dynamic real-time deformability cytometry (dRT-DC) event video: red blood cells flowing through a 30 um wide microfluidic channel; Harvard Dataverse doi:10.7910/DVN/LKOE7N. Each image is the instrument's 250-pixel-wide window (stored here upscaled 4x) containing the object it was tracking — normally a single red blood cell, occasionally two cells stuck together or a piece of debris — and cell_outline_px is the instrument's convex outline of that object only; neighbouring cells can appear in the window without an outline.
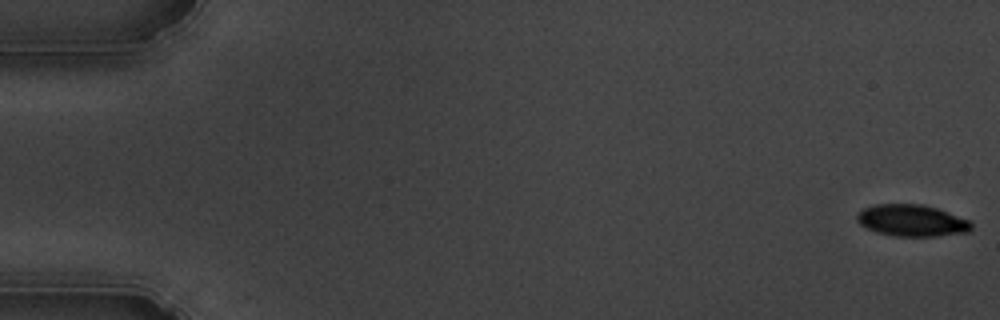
{"species": "common noctule bat (a hibernating species)", "species_latin": "Nyctalus noctula", "temperature_condition": "cold", "stored_images_in_passage": 56, "camera_frame_rate_fps": 3000, "um_per_image_px": 0.085, "animal": {"sex": "male", "body_mass_g": 19.5, "forearm_length_mm": 54.6}, "frame": {"image": 1, "passage_image": 1, "time_ms": 0.0, "image_size_px": [1000, 320], "cell_outline_px": [[972, 228], [968, 232], [936, 236], [896, 236], [876, 232], [860, 224], [856, 220], [856, 216], [864, 208], [876, 204], [924, 204], [936, 208], [968, 220], [972, 224]], "centroid_in_image_um": [77.49, 18.74], "position_along_channel_um": 7.5, "area_um2": 20.92}}
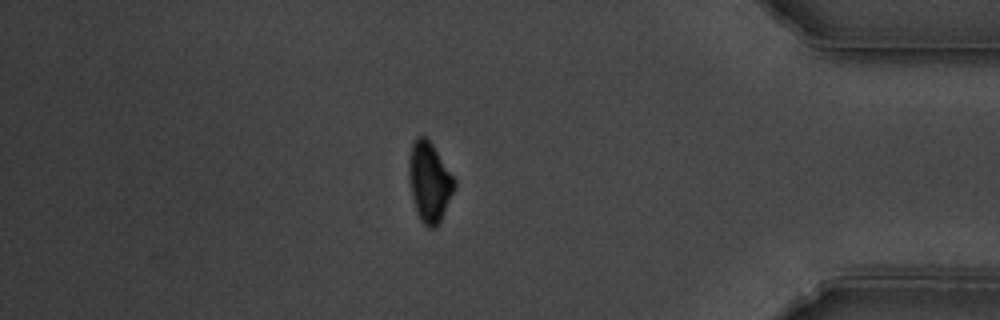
{"frame": {"image": 2, "passage_image": 48, "time_ms": 15.667, "image_size_px": [1000, 320], "cell_outline_px": [[456, 184], [440, 220], [432, 228], [428, 228], [420, 220], [416, 212], [412, 196], [408, 176], [408, 160], [412, 144], [416, 136], [424, 136], [432, 144], [456, 180]], "centroid_in_image_um": [36.47, 15.44], "position_along_channel_um": 398.7, "area_um2": 20.87}}
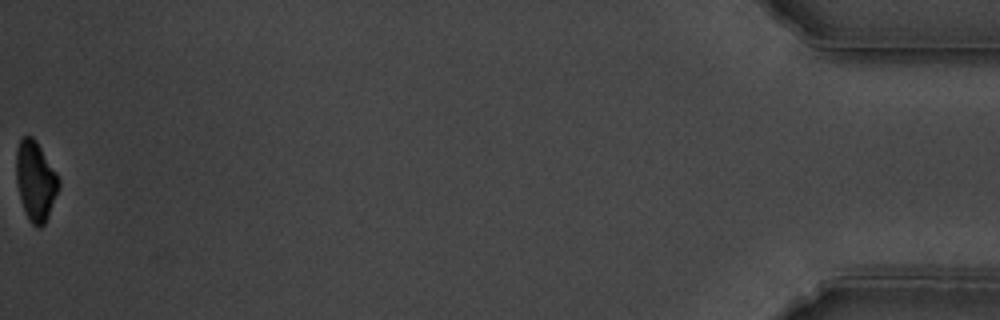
{"frame": {"image": 3, "passage_image": 56, "time_ms": 18.333, "image_size_px": [1000, 320], "cell_outline_px": [[60, 188], [48, 216], [44, 224], [40, 228], [36, 228], [28, 220], [20, 196], [16, 180], [16, 148], [20, 140], [24, 136], [32, 136], [36, 140], [56, 172], [60, 180]], "centroid_in_image_um": [3.03, 15.38], "position_along_channel_um": 432.2, "area_um2": 19.77}, "authors_computed_cell_mechanics": {"area_um2": 22.6287, "velocity_mm_per_s": 3.6498, "shape_relaxation_time_tau1_ms": 3.2191, "shape_relaxation_time_tau2_ms": null, "deformation_change_tau1": 0.1184, "deformation_change_tau2": null}}